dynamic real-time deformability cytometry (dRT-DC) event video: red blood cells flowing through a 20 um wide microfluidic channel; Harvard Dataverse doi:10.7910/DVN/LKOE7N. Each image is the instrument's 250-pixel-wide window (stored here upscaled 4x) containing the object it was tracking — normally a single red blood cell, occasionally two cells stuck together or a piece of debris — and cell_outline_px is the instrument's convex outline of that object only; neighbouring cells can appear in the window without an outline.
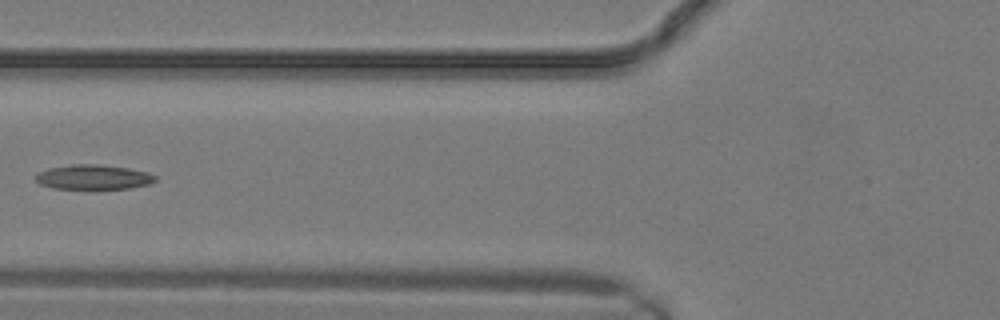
{"species": "common noctule bat (a hibernating species)", "species_latin": "Nyctalus noctula", "temperature_condition": "warm", "stored_images_in_passage": 15, "camera_frame_rate_fps": 3000, "um_per_image_px": 0.085, "animal": {"sex": "male", "body_mass_g": 19.2, "forearm_length_mm": 51.8}, "frame": {"image": 1, "passage_image": 11, "time_ms": 3.333, "image_size_px": [1000, 320], "cell_outline_px": [[156, 180], [148, 184], [128, 188], [52, 188], [40, 184], [36, 180], [36, 176], [40, 172], [48, 168], [72, 164], [100, 164], [128, 168], [148, 172], [156, 176]], "centroid_in_image_um": [7.94, 15.04], "position_along_channel_um": 117.9, "area_um2": 16.99}}
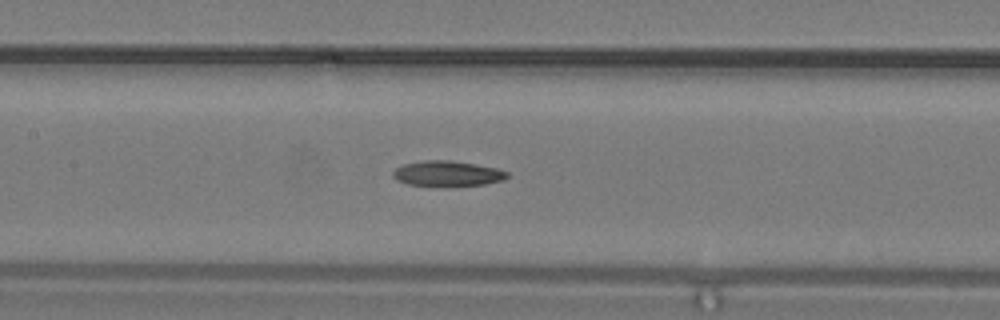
{"frame": {"image": 2, "passage_image": 13, "time_ms": 4.0, "image_size_px": [1000, 320], "cell_outline_px": [[508, 176], [504, 180], [484, 184], [408, 184], [396, 180], [392, 176], [392, 172], [396, 168], [404, 164], [424, 160], [452, 160], [496, 168], [508, 172]], "centroid_in_image_um": [38.01, 14.71], "position_along_channel_um": 169.4, "area_um2": 16.24}}
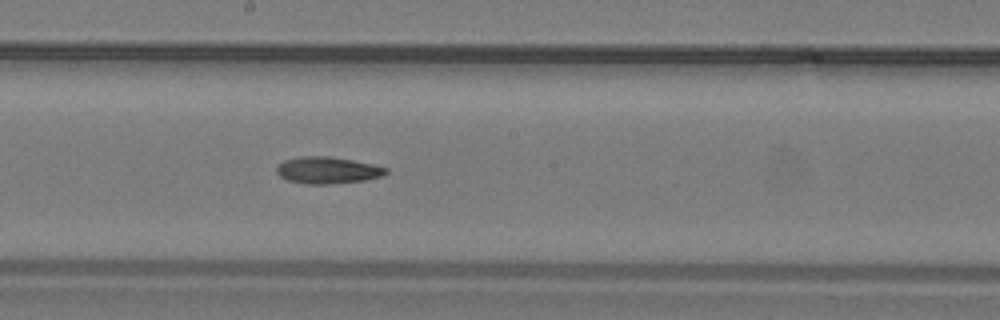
{"frame": {"image": 3, "passage_image": 15, "time_ms": 4.667, "image_size_px": [1000, 320], "cell_outline_px": [[388, 172], [380, 176], [364, 180], [332, 184], [304, 184], [288, 180], [280, 176], [276, 172], [276, 164], [284, 160], [300, 156], [328, 156], [352, 160], [372, 164], [388, 168]], "centroid_in_image_um": [27.79, 14.46], "position_along_channel_um": 220.4, "area_um2": 17.11}}